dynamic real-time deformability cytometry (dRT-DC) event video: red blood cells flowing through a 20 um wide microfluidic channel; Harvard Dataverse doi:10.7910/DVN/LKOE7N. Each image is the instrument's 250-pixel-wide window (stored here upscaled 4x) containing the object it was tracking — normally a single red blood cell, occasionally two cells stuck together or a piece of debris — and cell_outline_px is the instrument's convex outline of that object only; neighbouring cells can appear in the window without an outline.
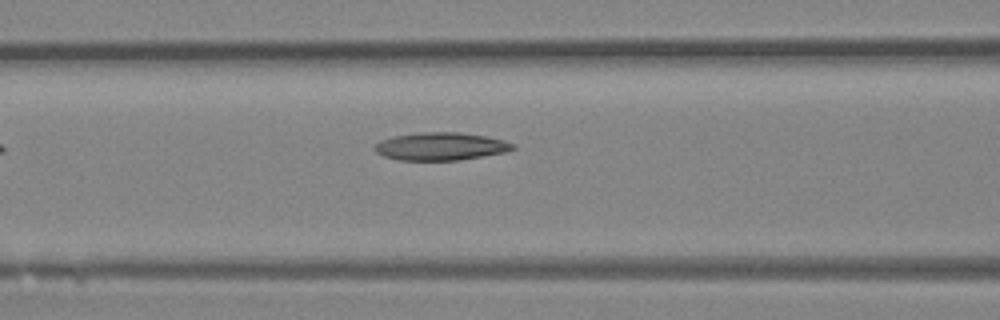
{"species": "Egyptian fruit bat (a non-hibernating species)", "species_latin": "Rousettus aegyptiacus", "temperature_condition": "room temperature", "stored_images_in_passage": 4, "segment_of_instrument_passage": [1, 2], "camera_frame_rate_fps": 3000, "um_per_image_px": 0.085, "animal": {"sex": "female"}, "frame": {"image": 1, "passage_image": 3, "time_ms": 0.667, "image_size_px": [1000, 320], "cell_outline_px": [[516, 148], [508, 152], [460, 160], [396, 160], [384, 156], [376, 152], [372, 148], [380, 140], [396, 136], [420, 132], [460, 132], [484, 136], [504, 140], [516, 144]], "centroid_in_image_um": [37.49, 12.45], "position_along_channel_um": 129.1, "area_um2": 22.54}}